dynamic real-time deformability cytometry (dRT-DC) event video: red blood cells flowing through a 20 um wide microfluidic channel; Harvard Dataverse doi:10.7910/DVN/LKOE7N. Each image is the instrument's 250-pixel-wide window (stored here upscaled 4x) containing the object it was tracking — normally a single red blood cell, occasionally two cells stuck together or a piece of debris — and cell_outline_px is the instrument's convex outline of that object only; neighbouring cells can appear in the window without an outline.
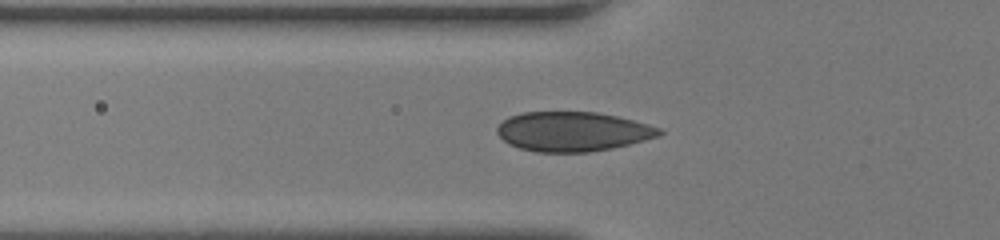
{"species": "human", "species_latin": "Homo sapiens", "temperature_condition": "room temperature", "stored_images_in_passage": 39, "camera_frame_rate_fps": 3000, "um_per_image_px": 0.085, "donor": {"sex": "female"}, "frame": {"image": 1, "passage_image": 11, "time_ms": 3.333, "image_size_px": [1000, 240], "cell_outline_px": [[664, 132], [660, 136], [612, 148], [588, 152], [536, 152], [520, 148], [508, 144], [496, 132], [496, 128], [508, 116], [524, 112], [596, 112], [616, 116], [632, 120], [660, 128]], "centroid_in_image_um": [48.66, 11.18], "position_along_channel_um": 77.1, "area_um2": 37.22}}
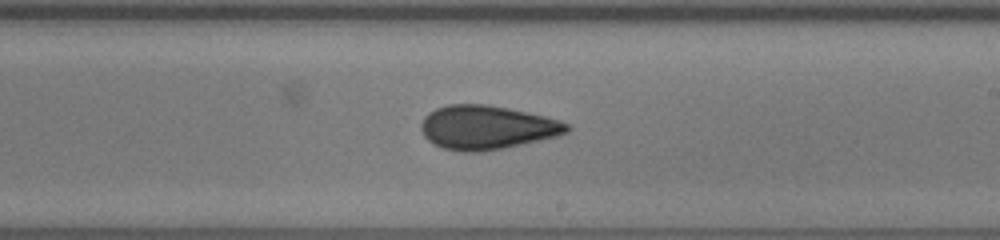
{"frame": {"image": 2, "passage_image": 23, "time_ms": 7.333, "image_size_px": [1000, 240], "cell_outline_px": [[572, 128], [568, 132], [556, 136], [540, 140], [504, 148], [480, 152], [464, 152], [444, 148], [428, 140], [424, 136], [420, 128], [420, 124], [424, 116], [428, 112], [436, 108], [448, 104], [488, 104], [508, 108], [544, 116], [560, 120], [568, 124]], "centroid_in_image_um": [41.37, 10.82], "position_along_channel_um": 247.6, "area_um2": 37.34}}
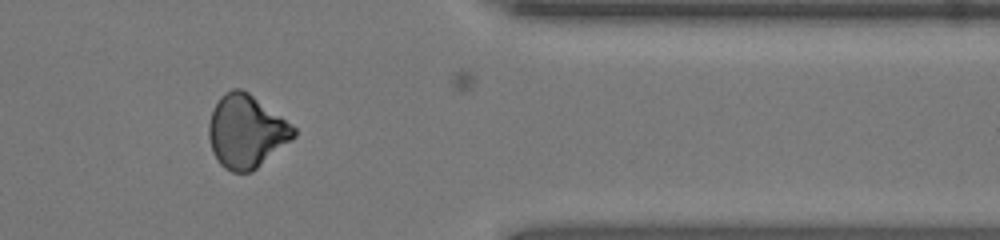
{"frame": {"image": 3, "passage_image": 34, "time_ms": 11.0, "image_size_px": [1000, 240], "cell_outline_px": [[296, 136], [252, 172], [232, 172], [224, 168], [216, 160], [212, 152], [208, 136], [208, 124], [212, 108], [220, 96], [224, 92], [232, 88], [240, 88], [248, 92], [296, 128]], "centroid_in_image_um": [20.88, 11.17], "position_along_channel_um": 390.5, "area_um2": 36.18}}